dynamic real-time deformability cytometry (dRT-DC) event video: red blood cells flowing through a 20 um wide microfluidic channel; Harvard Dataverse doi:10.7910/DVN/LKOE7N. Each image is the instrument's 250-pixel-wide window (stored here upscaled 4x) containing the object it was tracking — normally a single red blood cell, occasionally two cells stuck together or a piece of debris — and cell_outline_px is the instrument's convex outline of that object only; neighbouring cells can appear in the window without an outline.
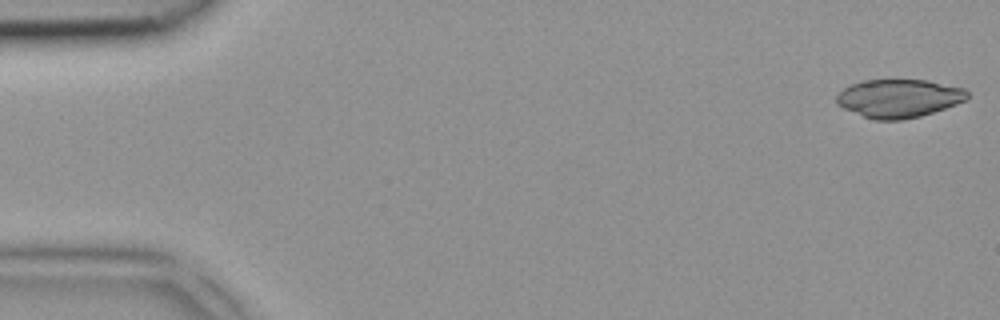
{"species": "common noctule bat (a hibernating species)", "species_latin": "Nyctalus noctula", "temperature_condition": "room temperature", "stored_images_in_passage": 5, "camera_frame_rate_fps": 3000, "um_per_image_px": 0.085, "animal": {"sex": "female", "body_mass_g": 18.4}, "frame": {"image": 1, "passage_image": 1, "time_ms": 0.0, "image_size_px": [1000, 320], "cell_outline_px": [[968, 96], [964, 100], [956, 104], [920, 116], [904, 120], [872, 120], [844, 108], [836, 104], [836, 96], [844, 88], [860, 80], [928, 80], [964, 88], [968, 92]], "centroid_in_image_um": [76.38, 8.36], "position_along_channel_um": 8.6, "area_um2": 29.13}}